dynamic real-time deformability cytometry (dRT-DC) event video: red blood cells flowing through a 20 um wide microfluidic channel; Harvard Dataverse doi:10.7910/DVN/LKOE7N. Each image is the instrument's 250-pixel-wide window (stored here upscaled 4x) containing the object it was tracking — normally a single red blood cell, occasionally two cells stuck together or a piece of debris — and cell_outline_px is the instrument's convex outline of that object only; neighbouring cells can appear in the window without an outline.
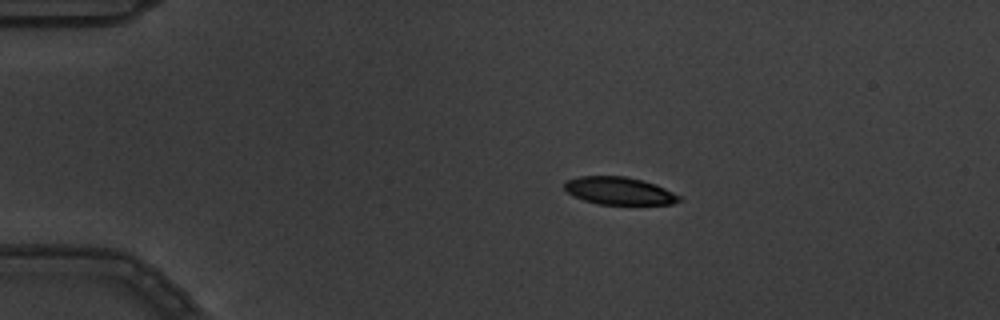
{"species": "common noctule bat (a hibernating species)", "species_latin": "Nyctalus noctula", "temperature_condition": "warm", "stored_images_in_passage": 3, "camera_frame_rate_fps": 3000, "um_per_image_px": 0.085, "animal": {"sex": "male", "body_mass_g": 19.5, "forearm_length_mm": 54.6}, "frame": {"image": 1, "passage_image": 2, "time_ms": 0.333, "image_size_px": [1000, 320], "cell_outline_px": [[684, 200], [672, 204], [596, 204], [572, 196], [564, 188], [564, 180], [580, 176], [624, 176], [656, 184], [680, 196]], "centroid_in_image_um": [52.6, 16.22], "position_along_channel_um": 32.4, "area_um2": 18.5}}